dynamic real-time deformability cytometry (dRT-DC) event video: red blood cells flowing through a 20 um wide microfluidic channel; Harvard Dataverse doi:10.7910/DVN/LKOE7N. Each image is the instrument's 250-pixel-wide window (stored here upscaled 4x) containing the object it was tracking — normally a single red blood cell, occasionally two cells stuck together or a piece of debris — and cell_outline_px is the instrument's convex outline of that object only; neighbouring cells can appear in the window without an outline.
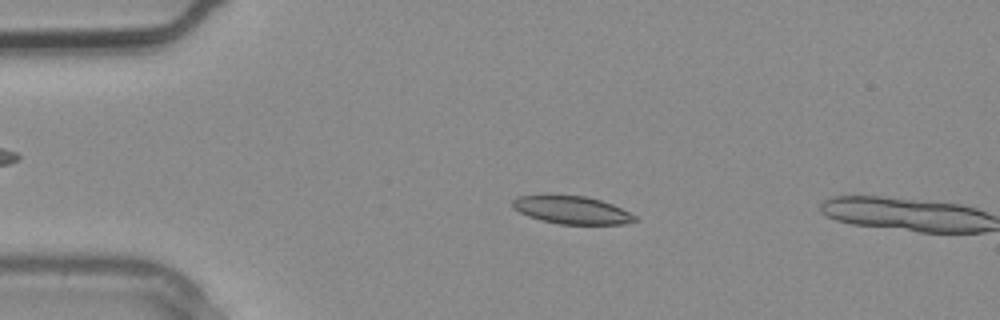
{"species": "common noctule bat (a hibernating species)", "species_latin": "Nyctalus noctula", "temperature_condition": "warm", "stored_images_in_passage": 4, "camera_frame_rate_fps": 3000, "um_per_image_px": 0.085, "animal": {"sex": "male", "body_mass_g": 20.4}, "frame": {"image": 1, "passage_image": 3, "time_ms": 0.667, "image_size_px": [1000, 320], "cell_outline_px": [[636, 220], [624, 224], [560, 224], [540, 220], [528, 216], [512, 208], [512, 200], [516, 196], [544, 192], [588, 196], [612, 204], [636, 216]], "centroid_in_image_um": [48.49, 17.79], "position_along_channel_um": 36.5, "area_um2": 20.58}}